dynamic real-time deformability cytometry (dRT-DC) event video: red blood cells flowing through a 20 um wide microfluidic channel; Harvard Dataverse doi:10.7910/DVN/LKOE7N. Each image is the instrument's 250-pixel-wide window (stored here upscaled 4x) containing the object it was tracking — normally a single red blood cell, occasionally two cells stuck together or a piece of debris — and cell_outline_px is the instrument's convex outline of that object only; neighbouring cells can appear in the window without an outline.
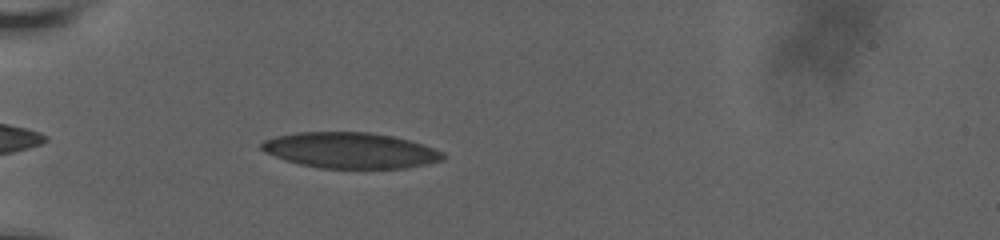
{"species": "human", "species_latin": "Homo sapiens", "temperature_condition": "room temperature", "stored_images_in_passage": 4, "camera_frame_rate_fps": 3000, "um_per_image_px": 0.085, "donor": {"sex": "male"}, "frame": {"image": 1, "passage_image": 1, "time_ms": 0.0, "image_size_px": [1000, 240], "cell_outline_px": [[448, 156], [444, 160], [404, 168], [320, 168], [300, 164], [264, 152], [260, 148], [260, 144], [264, 140], [276, 136], [296, 132], [368, 132], [392, 136], [408, 140], [444, 152]], "centroid_in_image_um": [29.78, 12.78], "position_along_channel_um": 55.2, "area_um2": 37.63}}
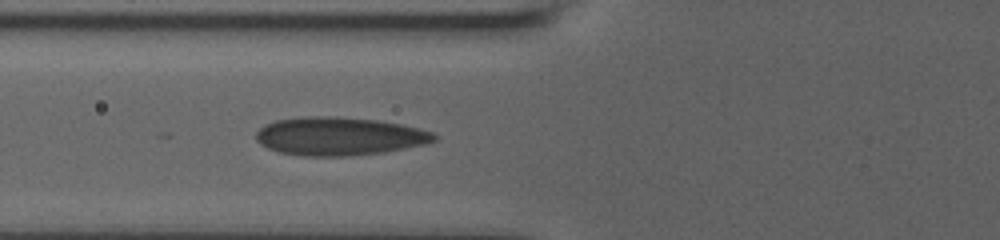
{"frame": {"image": 2, "passage_image": 4, "time_ms": 1.667, "image_size_px": [1000, 240], "cell_outline_px": [[440, 136], [436, 140], [428, 144], [384, 152], [352, 156], [300, 156], [280, 152], [268, 148], [260, 144], [256, 140], [256, 132], [264, 124], [276, 120], [304, 116], [336, 116], [376, 120], [400, 124], [432, 132]], "centroid_in_image_um": [28.83, 11.58], "position_along_channel_um": 97.0, "area_um2": 40.0}}